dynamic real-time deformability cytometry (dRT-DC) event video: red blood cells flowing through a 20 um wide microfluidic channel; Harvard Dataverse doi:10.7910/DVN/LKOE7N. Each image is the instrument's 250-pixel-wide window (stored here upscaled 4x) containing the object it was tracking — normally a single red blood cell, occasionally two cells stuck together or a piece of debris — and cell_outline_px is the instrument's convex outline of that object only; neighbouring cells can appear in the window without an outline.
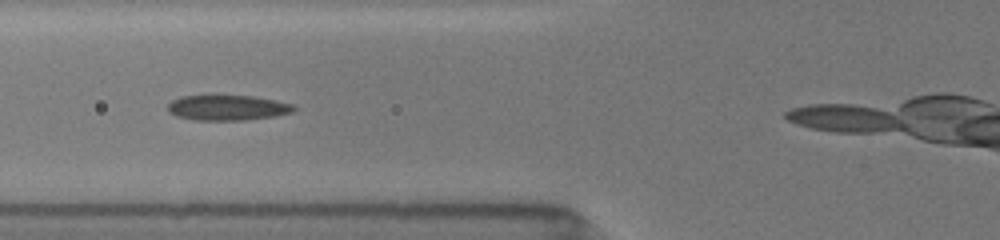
{"species": "common noctule bat (a hibernating species)", "species_latin": "Nyctalus noctula", "temperature_condition": "room temperature", "stored_images_in_passage": 21, "camera_frame_rate_fps": 3000, "um_per_image_px": 0.085, "animal": {"sex": "female", "body_mass_g": 19.5, "forearm_length_mm": 54.1}, "frame": {"image": 1, "passage_image": 5, "time_ms": 3.0, "image_size_px": [1000, 240], "cell_outline_px": [[296, 108], [292, 112], [272, 116], [244, 120], [196, 120], [176, 116], [168, 112], [168, 104], [172, 100], [180, 96], [212, 92], [252, 96], [276, 100], [292, 104]], "centroid_in_image_um": [19.25, 9.1], "position_along_channel_um": 106.5, "area_um2": 19.42}}
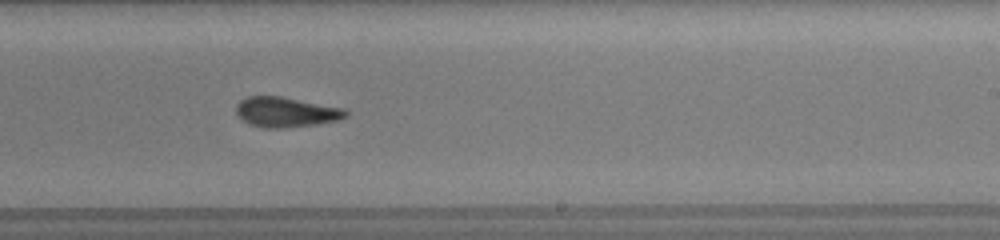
{"frame": {"image": 2, "passage_image": 11, "time_ms": 7.0, "image_size_px": [1000, 240], "cell_outline_px": [[348, 116], [336, 120], [316, 124], [280, 128], [264, 128], [252, 124], [244, 120], [236, 112], [236, 104], [240, 100], [248, 96], [280, 96], [344, 108], [348, 112]], "centroid_in_image_um": [24.31, 9.51], "position_along_channel_um": 264.7, "area_um2": 18.96}}
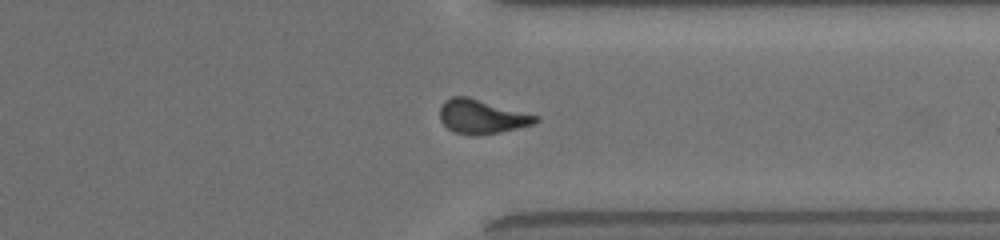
{"frame": {"image": 3, "passage_image": 18, "time_ms": 9.667, "image_size_px": [1000, 240], "cell_outline_px": [[540, 120], [532, 124], [500, 132], [476, 136], [456, 132], [448, 128], [440, 120], [440, 108], [444, 100], [452, 96], [468, 96], [540, 116]], "centroid_in_image_um": [40.95, 9.9], "position_along_channel_um": 370.5, "area_um2": 19.02}}